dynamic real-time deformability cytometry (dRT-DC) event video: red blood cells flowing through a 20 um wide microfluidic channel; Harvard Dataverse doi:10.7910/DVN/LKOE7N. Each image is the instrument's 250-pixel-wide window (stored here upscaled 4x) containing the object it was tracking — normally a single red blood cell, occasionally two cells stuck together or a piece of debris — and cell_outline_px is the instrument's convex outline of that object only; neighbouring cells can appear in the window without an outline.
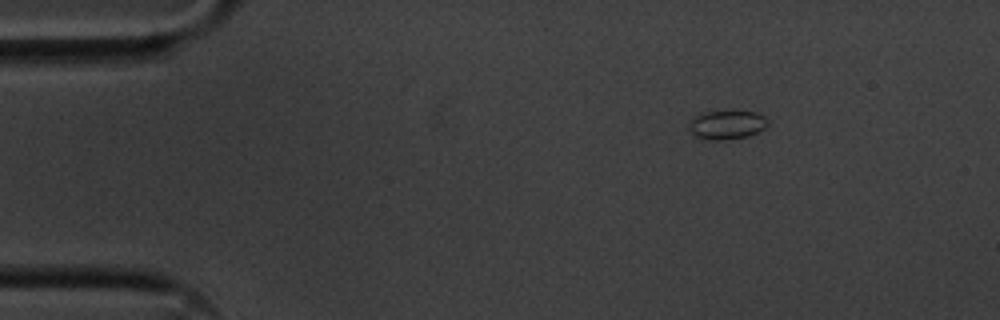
{"species": "common noctule bat (a hibernating species)", "species_latin": "Nyctalus noctula", "temperature_condition": "cold", "stored_images_in_passage": 49, "camera_frame_rate_fps": 3000, "um_per_image_px": 0.085, "animal": {"sex": "male", "body_mass_g": 20.1, "forearm_length_mm": 53.5}, "frame": {"image": 1, "passage_image": 1, "time_ms": 0.0, "image_size_px": [1000, 320], "cell_outline_px": [[768, 124], [764, 128], [748, 136], [724, 140], [700, 140], [692, 132], [692, 120], [700, 112], [756, 112], [764, 116], [768, 120]], "centroid_in_image_um": [61.81, 10.63], "position_along_channel_um": 23.2, "area_um2": 12.95}}
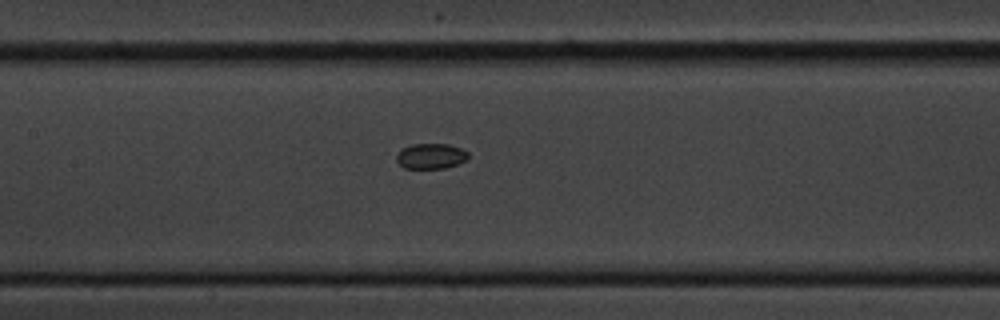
{"frame": {"image": 2, "passage_image": 19, "time_ms": 6.0, "image_size_px": [1000, 320], "cell_outline_px": [[468, 156], [464, 160], [456, 164], [444, 168], [404, 168], [396, 160], [396, 156], [404, 148], [412, 144], [448, 144], [460, 148], [468, 152]], "centroid_in_image_um": [36.61, 13.27], "position_along_channel_um": 170.8, "area_um2": 10.35}}
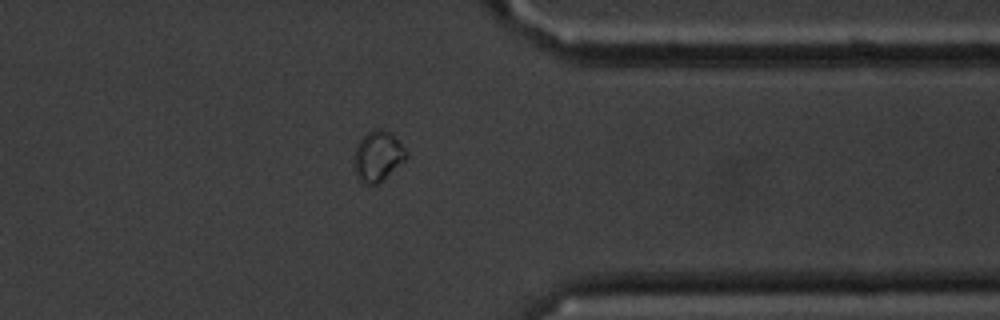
{"frame": {"image": 3, "passage_image": 37, "time_ms": 12.0, "image_size_px": [1000, 320], "cell_outline_px": [[408, 156], [404, 160], [376, 184], [364, 184], [356, 176], [356, 144], [368, 132], [376, 128], [380, 128], [388, 132], [408, 152]], "centroid_in_image_um": [32.11, 13.26], "position_along_channel_um": 379.3, "area_um2": 14.51}}